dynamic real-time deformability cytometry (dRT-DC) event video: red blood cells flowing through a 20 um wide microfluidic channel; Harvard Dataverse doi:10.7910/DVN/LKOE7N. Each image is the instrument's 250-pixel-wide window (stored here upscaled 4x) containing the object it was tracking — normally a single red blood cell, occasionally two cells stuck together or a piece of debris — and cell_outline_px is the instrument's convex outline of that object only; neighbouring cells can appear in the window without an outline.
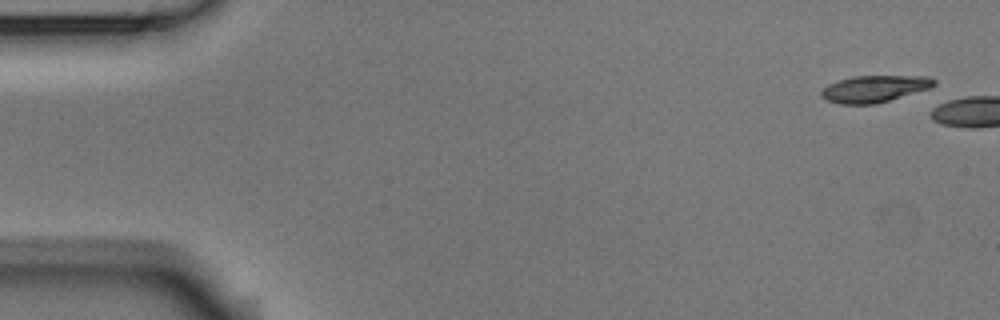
{"species": "Egyptian fruit bat (a non-hibernating species)", "species_latin": "Rousettus aegyptiacus", "temperature_condition": "room temperature", "stored_images_in_passage": 2, "camera_frame_rate_fps": 3000, "um_per_image_px": 0.085, "animal": {"sex": "male"}, "frame": {"image": 1, "passage_image": 1, "time_ms": 0.0, "image_size_px": [1000, 320], "cell_outline_px": [[936, 84], [932, 88], [876, 104], [840, 104], [828, 100], [820, 96], [820, 92], [828, 84], [852, 76], [932, 76], [936, 80]], "centroid_in_image_um": [74.38, 7.54], "position_along_channel_um": 10.6, "area_um2": 17.74}}